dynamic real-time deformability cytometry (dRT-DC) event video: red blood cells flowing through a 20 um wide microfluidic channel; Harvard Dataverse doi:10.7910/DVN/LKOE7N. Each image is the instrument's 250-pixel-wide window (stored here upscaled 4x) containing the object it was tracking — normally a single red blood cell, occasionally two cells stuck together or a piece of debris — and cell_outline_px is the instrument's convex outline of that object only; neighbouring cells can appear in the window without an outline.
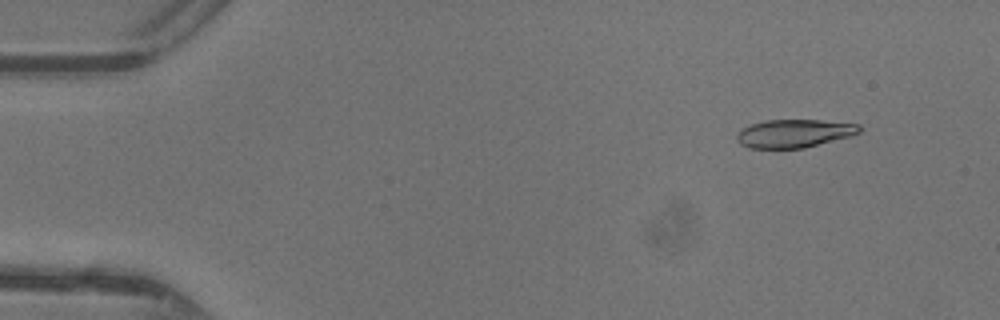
{"species": "common noctule bat (a hibernating species)", "species_latin": "Nyctalus noctula", "temperature_condition": "warm", "stored_images_in_passage": 47, "camera_frame_rate_fps": 3000, "um_per_image_px": 0.085, "animal": {"sex": "female"}, "frame": {"image": 1, "passage_image": 5, "time_ms": 1.333, "image_size_px": [1000, 320], "cell_outline_px": [[864, 128], [860, 132], [848, 136], [804, 148], [748, 148], [740, 144], [736, 140], [736, 132], [740, 128], [752, 124], [768, 120], [820, 120], [860, 124]], "centroid_in_image_um": [67.47, 11.33], "position_along_channel_um": 17.5, "area_um2": 20.17}}
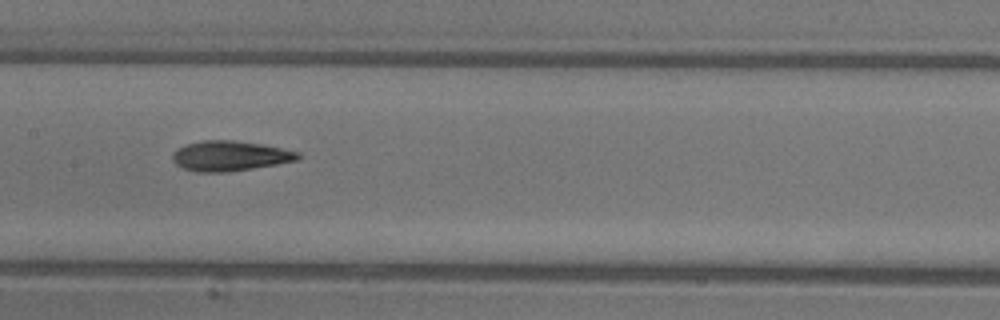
{"frame": {"image": 2, "passage_image": 24, "time_ms": 7.667, "image_size_px": [1000, 320], "cell_outline_px": [[300, 156], [296, 160], [276, 164], [252, 168], [224, 172], [196, 172], [184, 168], [176, 164], [172, 160], [172, 156], [180, 148], [188, 144], [204, 140], [236, 140], [260, 144], [300, 152]], "centroid_in_image_um": [19.54, 13.25], "position_along_channel_um": 187.9, "area_um2": 21.56}}
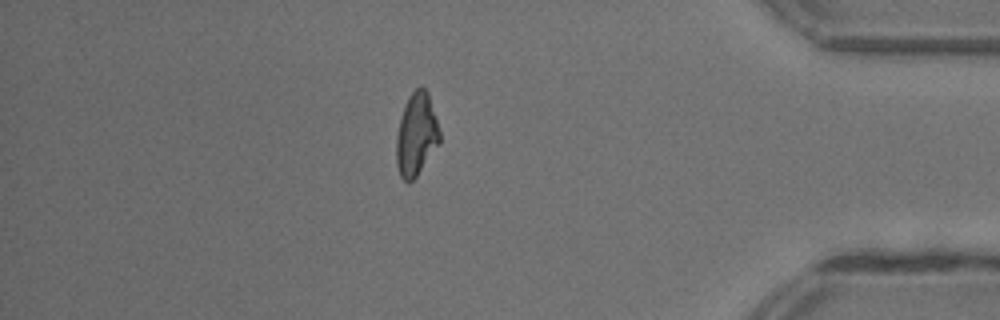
{"frame": {"image": 3, "passage_image": 41, "time_ms": 13.333, "image_size_px": [1000, 320], "cell_outline_px": [[440, 144], [416, 176], [408, 184], [400, 176], [396, 164], [396, 136], [400, 120], [408, 96], [420, 84], [428, 92], [440, 132]], "centroid_in_image_um": [35.39, 11.44], "position_along_channel_um": 399.8, "area_um2": 20.92}, "authors_computed_cell_mechanics": {"area_um2": 21.0392, "velocity_mm_per_s": 4.4116, "shape_relaxation_time_tau1_ms": 2.705, "shape_relaxation_time_tau2_ms": 2.4531, "deformation_change_tau1": 0.1436, "deformation_change_tau2": 0.1178}}